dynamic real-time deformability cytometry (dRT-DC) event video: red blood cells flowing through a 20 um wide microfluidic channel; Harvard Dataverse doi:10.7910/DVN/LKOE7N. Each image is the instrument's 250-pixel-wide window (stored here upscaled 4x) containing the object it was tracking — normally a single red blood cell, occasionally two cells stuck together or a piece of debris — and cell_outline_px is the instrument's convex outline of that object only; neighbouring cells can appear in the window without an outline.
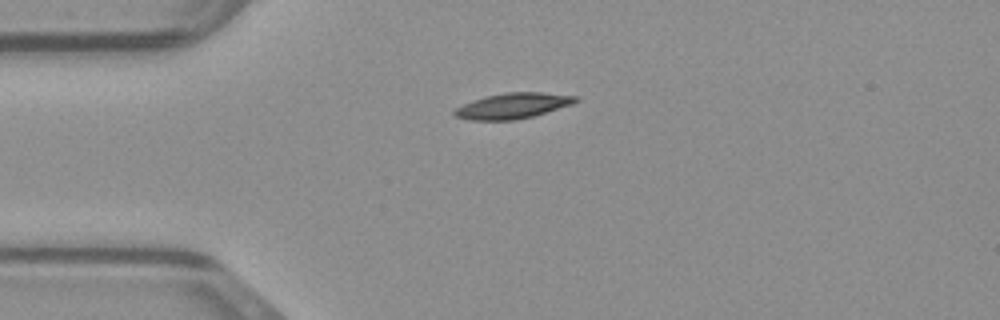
{"species": "common noctule bat (a hibernating species)", "species_latin": "Nyctalus noctula", "temperature_condition": "warm", "stored_images_in_passage": 38, "camera_frame_rate_fps": 3000, "um_per_image_px": 0.085, "animal": {"sex": "male", "body_mass_g": 23.1, "forearm_length_mm": 52.7}, "frame": {"image": 1, "passage_image": 1, "time_ms": 0.0, "image_size_px": [1000, 320], "cell_outline_px": [[580, 100], [572, 104], [532, 116], [516, 120], [468, 120], [456, 116], [452, 112], [456, 108], [472, 100], [484, 96], [504, 92], [540, 92], [576, 96]], "centroid_in_image_um": [43.56, 8.99], "position_along_channel_um": 41.4, "area_um2": 17.98}}
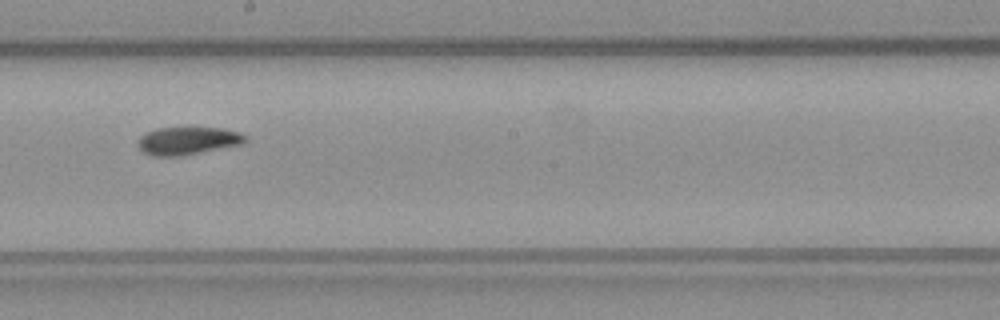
{"frame": {"image": 2, "passage_image": 16, "time_ms": 5.0, "image_size_px": [1000, 320], "cell_outline_px": [[248, 140], [244, 144], [176, 156], [152, 156], [144, 152], [140, 148], [136, 140], [144, 132], [156, 128], [224, 128], [240, 132], [248, 136]], "centroid_in_image_um": [15.97, 11.95], "position_along_channel_um": 232.2, "area_um2": 17.46}}
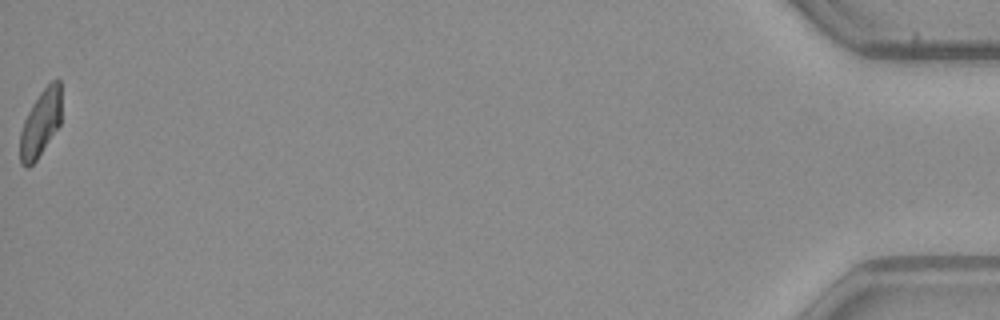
{"frame": {"image": 3, "passage_image": 38, "time_ms": 12.333, "image_size_px": [1000, 320], "cell_outline_px": [[60, 124], [36, 160], [28, 168], [24, 168], [20, 164], [20, 132], [24, 120], [32, 104], [40, 92], [52, 80], [60, 80]], "centroid_in_image_um": [3.42, 10.5], "position_along_channel_um": 431.8, "area_um2": 15.9}}